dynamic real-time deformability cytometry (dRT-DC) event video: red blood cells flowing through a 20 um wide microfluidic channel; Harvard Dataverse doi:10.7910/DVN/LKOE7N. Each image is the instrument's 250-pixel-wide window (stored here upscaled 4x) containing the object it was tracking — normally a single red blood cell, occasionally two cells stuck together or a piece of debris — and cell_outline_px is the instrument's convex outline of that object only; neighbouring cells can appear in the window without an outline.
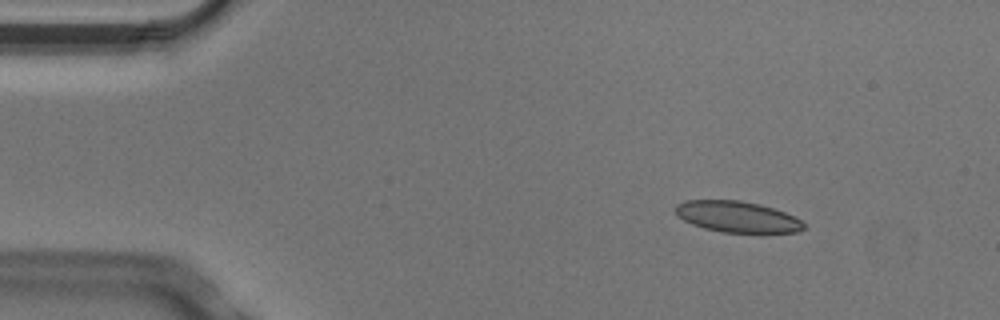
{"species": "Egyptian fruit bat (a non-hibernating species)", "species_latin": "Rousettus aegyptiacus", "temperature_condition": "cold", "stored_images_in_passage": 3, "camera_frame_rate_fps": 3000, "um_per_image_px": 0.085, "animal": {"sex": "male"}, "frame": {"image": 1, "passage_image": 1, "time_ms": 0.0, "image_size_px": [1000, 320], "cell_outline_px": [[804, 228], [796, 232], [760, 236], [724, 232], [704, 228], [692, 224], [676, 216], [676, 204], [684, 200], [740, 200], [760, 204], [784, 212], [800, 220], [804, 224]], "centroid_in_image_um": [62.7, 18.47], "position_along_channel_um": 22.3, "area_um2": 24.04}}